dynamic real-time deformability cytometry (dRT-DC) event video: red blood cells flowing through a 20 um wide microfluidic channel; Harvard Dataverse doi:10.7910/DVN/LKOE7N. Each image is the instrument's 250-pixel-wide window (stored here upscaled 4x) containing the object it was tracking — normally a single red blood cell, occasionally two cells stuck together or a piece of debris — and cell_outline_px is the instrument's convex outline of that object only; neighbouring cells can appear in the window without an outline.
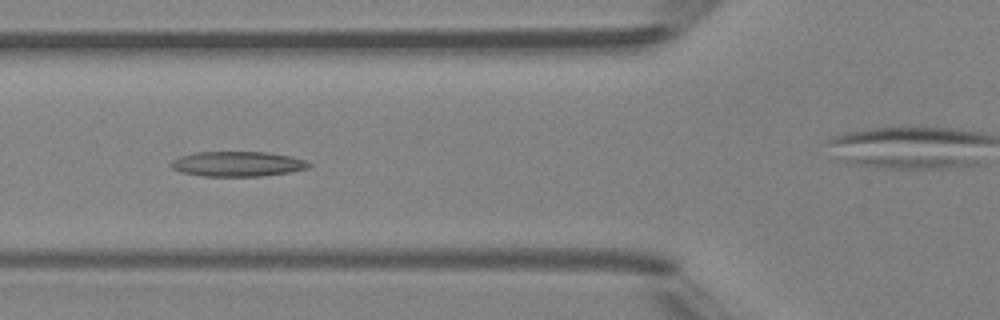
{"species": "Egyptian fruit bat (a non-hibernating species)", "species_latin": "Rousettus aegyptiacus", "temperature_condition": "room temperature", "stored_images_in_passage": 6, "camera_frame_rate_fps": 3000, "um_per_image_px": 0.085, "animal": {"sex": "female"}, "frame": {"image": 1, "passage_image": 5, "time_ms": 4.333, "image_size_px": [1000, 320], "cell_outline_px": [[312, 164], [308, 168], [292, 172], [260, 176], [204, 176], [180, 172], [172, 168], [168, 164], [172, 160], [180, 156], [192, 152], [268, 152], [292, 156], [308, 160]], "centroid_in_image_um": [20.21, 13.93], "position_along_channel_um": 105.6, "area_um2": 20.4}}